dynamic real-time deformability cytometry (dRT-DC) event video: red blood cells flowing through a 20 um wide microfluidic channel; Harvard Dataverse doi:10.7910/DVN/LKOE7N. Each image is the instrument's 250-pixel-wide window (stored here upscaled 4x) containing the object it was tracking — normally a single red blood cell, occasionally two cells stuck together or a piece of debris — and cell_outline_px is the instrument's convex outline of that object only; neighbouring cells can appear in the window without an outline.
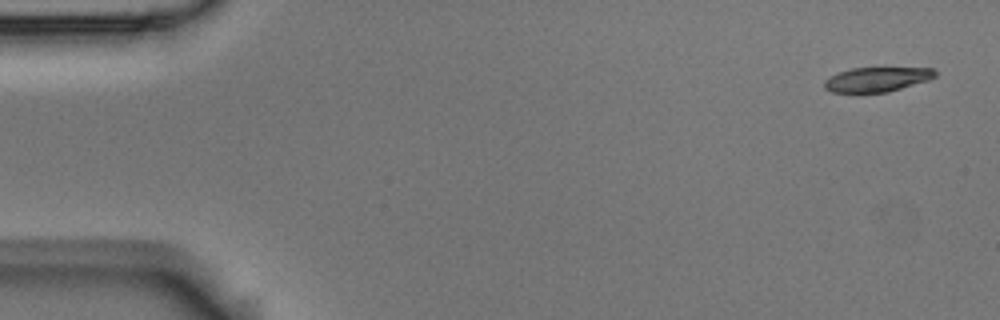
{"species": "Egyptian fruit bat (a non-hibernating species)", "species_latin": "Rousettus aegyptiacus", "temperature_condition": "room temperature", "stored_images_in_passage": 5, "camera_frame_rate_fps": 3000, "um_per_image_px": 0.085, "animal": {"sex": "male"}, "frame": {"image": 1, "passage_image": 1, "time_ms": 0.0, "image_size_px": [1000, 320], "cell_outline_px": [[936, 76], [928, 80], [888, 92], [832, 92], [824, 88], [824, 80], [840, 72], [852, 68], [932, 68], [936, 72]], "centroid_in_image_um": [74.54, 6.75], "position_along_channel_um": 10.5, "area_um2": 15.61}}
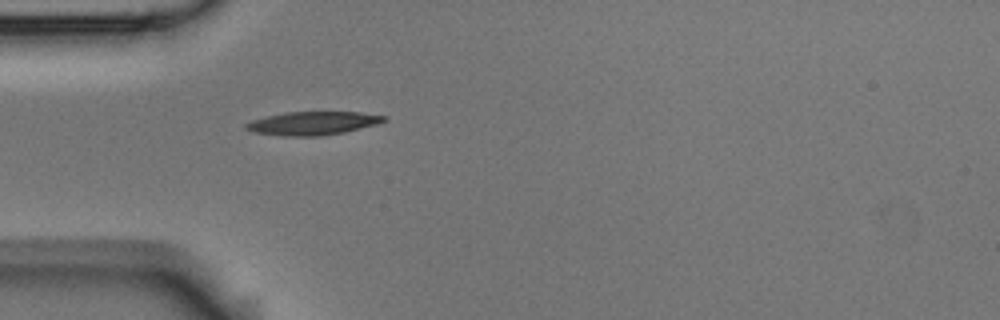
{"frame": {"image": 2, "passage_image": 5, "time_ms": 1.333, "image_size_px": [1000, 320], "cell_outline_px": [[388, 120], [376, 124], [344, 132], [320, 136], [284, 136], [256, 132], [244, 128], [244, 124], [252, 120], [284, 112], [360, 112], [388, 116]], "centroid_in_image_um": [26.61, 10.47], "position_along_channel_um": 58.4, "area_um2": 18.73}}